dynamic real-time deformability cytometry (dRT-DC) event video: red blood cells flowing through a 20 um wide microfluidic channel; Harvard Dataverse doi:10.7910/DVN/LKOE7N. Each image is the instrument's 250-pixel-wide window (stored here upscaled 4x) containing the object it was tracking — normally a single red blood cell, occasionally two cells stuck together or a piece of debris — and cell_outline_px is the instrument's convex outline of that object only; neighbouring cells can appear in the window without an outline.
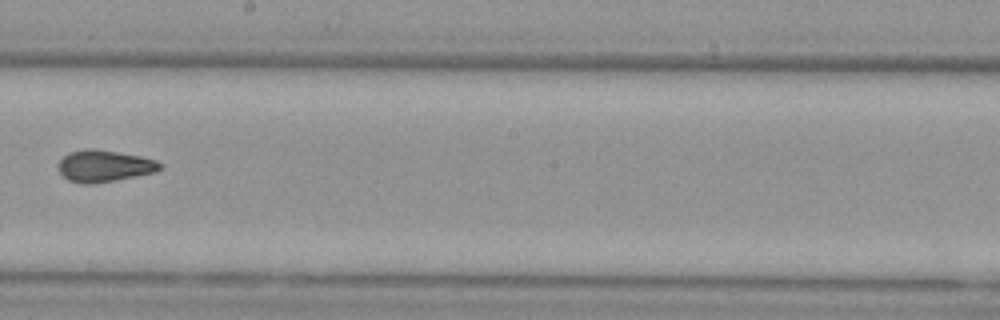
{"species": "Egyptian fruit bat (a non-hibernating species)", "species_latin": "Rousettus aegyptiacus", "temperature_condition": "cold", "stored_images_in_passage": 10, "camera_frame_rate_fps": 3000, "um_per_image_px": 0.085, "animal": {"sex": "female"}, "frame": {"image": 1, "passage_image": 9, "time_ms": 10.667, "image_size_px": [1000, 320], "cell_outline_px": [[164, 164], [156, 172], [92, 184], [84, 184], [68, 180], [60, 172], [60, 160], [68, 152], [88, 148], [92, 148], [140, 156], [156, 160]], "centroid_in_image_um": [8.88, 14.1], "position_along_channel_um": 239.3, "area_um2": 18.55}}
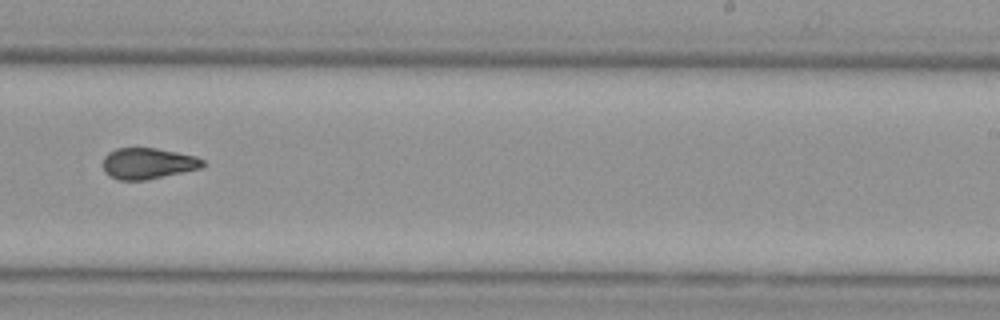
{"frame": {"image": 2, "passage_image": 10, "time_ms": 11.667, "image_size_px": [1000, 320], "cell_outline_px": [[204, 164], [200, 168], [144, 180], [120, 180], [108, 176], [104, 172], [104, 156], [108, 152], [116, 148], [156, 148], [196, 156], [204, 160]], "centroid_in_image_um": [12.54, 13.88], "position_along_channel_um": 276.5, "area_um2": 17.92}}